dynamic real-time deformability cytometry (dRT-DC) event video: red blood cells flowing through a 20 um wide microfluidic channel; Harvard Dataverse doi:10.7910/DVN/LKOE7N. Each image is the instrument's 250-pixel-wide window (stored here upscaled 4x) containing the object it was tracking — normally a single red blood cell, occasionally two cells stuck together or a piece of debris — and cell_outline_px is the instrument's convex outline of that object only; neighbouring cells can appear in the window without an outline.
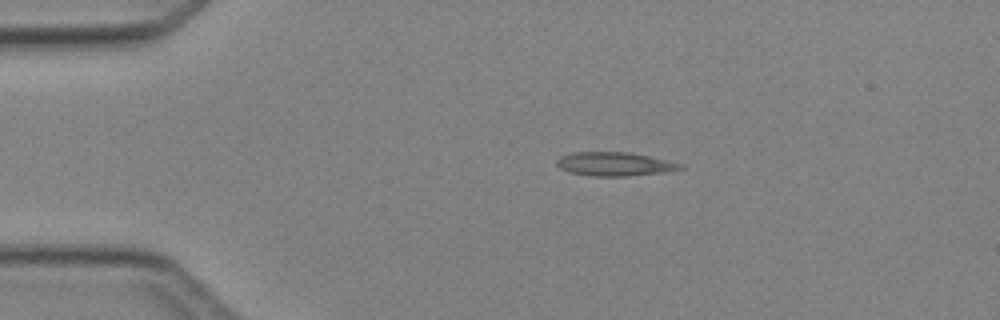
{"species": "Egyptian fruit bat (a non-hibernating species)", "species_latin": "Rousettus aegyptiacus", "temperature_condition": "cold", "stored_images_in_passage": 2, "camera_frame_rate_fps": 3000, "um_per_image_px": 0.085, "animal": {"sex": "female"}, "frame": {"image": 1, "passage_image": 1, "time_ms": 0.0, "image_size_px": [1000, 320], "cell_outline_px": [[684, 168], [664, 172], [628, 176], [592, 176], [572, 172], [560, 168], [556, 164], [556, 160], [560, 156], [572, 152], [632, 152], [684, 164]], "centroid_in_image_um": [52.25, 13.93], "position_along_channel_um": 32.8, "area_um2": 17.11}}